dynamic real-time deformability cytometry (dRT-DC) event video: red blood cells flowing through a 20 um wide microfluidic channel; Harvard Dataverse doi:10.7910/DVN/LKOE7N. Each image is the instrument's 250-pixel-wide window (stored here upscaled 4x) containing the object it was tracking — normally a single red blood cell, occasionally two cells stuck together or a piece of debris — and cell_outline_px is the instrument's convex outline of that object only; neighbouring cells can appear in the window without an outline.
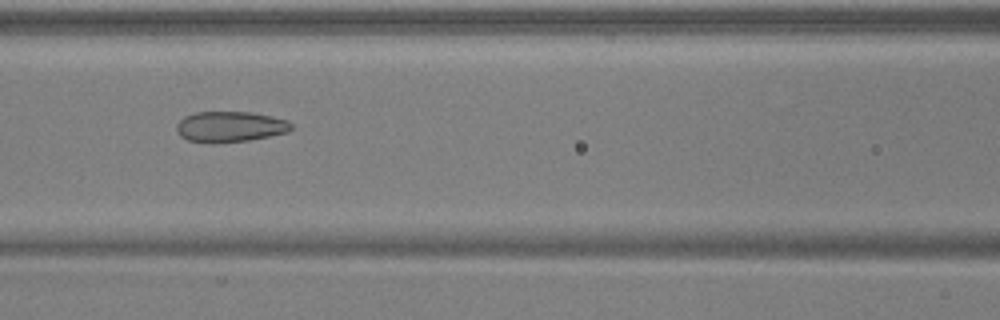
{"species": "common noctule bat (a hibernating species)", "species_latin": "Nyctalus noctula", "temperature_condition": "warm", "stored_images_in_passage": 51, "camera_frame_rate_fps": 3000, "um_per_image_px": 0.085, "animal": {"sex": "male", "body_mass_g": 17.9, "forearm_length_mm": 54.2}, "frame": {"image": 1, "passage_image": 23, "time_ms": 7.333, "image_size_px": [1000, 320], "cell_outline_px": [[292, 128], [288, 132], [248, 140], [212, 144], [188, 140], [180, 136], [176, 132], [176, 124], [184, 116], [196, 112], [252, 112], [272, 116], [288, 120], [292, 124]], "centroid_in_image_um": [19.53, 10.77], "position_along_channel_um": 147.1, "area_um2": 20.69}}
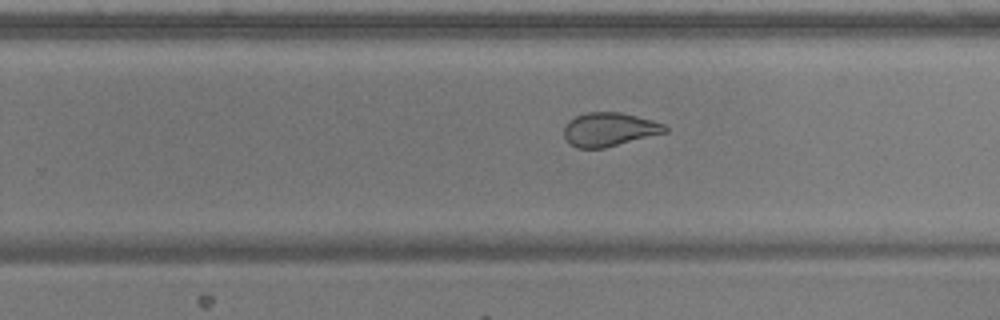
{"frame": {"image": 2, "passage_image": 33, "time_ms": 10.667, "image_size_px": [1000, 320], "cell_outline_px": [[668, 132], [604, 148], [576, 148], [564, 136], [564, 128], [568, 120], [576, 116], [588, 112], [620, 112], [652, 120], [664, 124], [668, 128]], "centroid_in_image_um": [51.8, 11.0], "position_along_channel_um": 278.0, "area_um2": 19.77}}
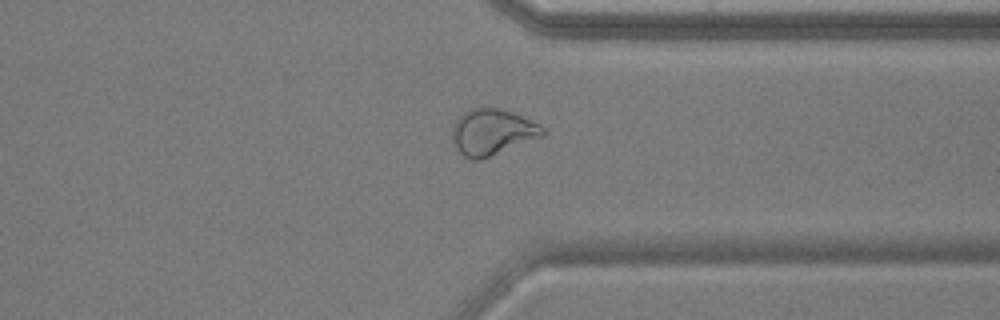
{"frame": {"image": 3, "passage_image": 40, "time_ms": 13.0, "image_size_px": [1000, 320], "cell_outline_px": [[548, 132], [544, 136], [480, 160], [472, 160], [464, 156], [456, 148], [452, 140], [452, 124], [464, 112], [472, 108], [500, 108], [512, 112], [540, 124]], "centroid_in_image_um": [41.85, 11.23], "position_along_channel_um": 369.5, "area_um2": 24.39}, "authors_computed_cell_mechanics": {"area_um2": 25.6054, "velocity_mm_per_s": 3.9405, "shape_relaxation_time_tau1_ms": null, "shape_relaxation_time_tau2_ms": 1.1312, "deformation_change_tau1": null, "deformation_change_tau2": 0.0796}}